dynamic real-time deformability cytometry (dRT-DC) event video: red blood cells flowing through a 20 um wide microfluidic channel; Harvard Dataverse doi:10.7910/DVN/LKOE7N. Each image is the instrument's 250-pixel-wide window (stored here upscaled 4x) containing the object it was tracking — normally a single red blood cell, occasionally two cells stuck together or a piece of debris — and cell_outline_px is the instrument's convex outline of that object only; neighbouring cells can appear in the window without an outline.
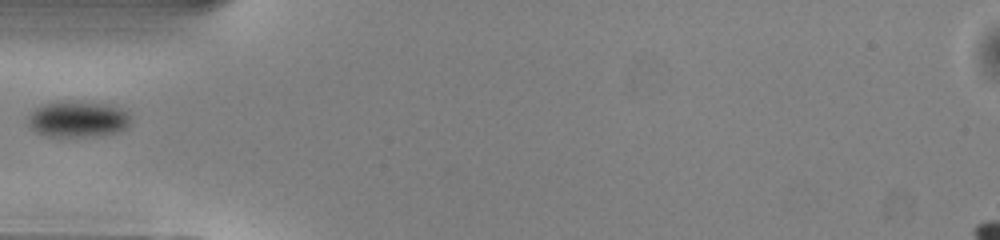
{"species": "common noctule bat (a hibernating species)", "species_latin": "Nyctalus noctula", "temperature_condition": "warm", "stored_images_in_passage": 34, "camera_frame_rate_fps": 3000, "um_per_image_px": 0.085, "animal": {"sex": "male", "body_mass_g": 13.0, "forearm_length_mm": 53.1}, "frame": {"image": 1, "passage_image": 1, "time_ms": 0.0, "image_size_px": [1000, 240], "cell_outline_px": [[128, 124], [124, 128], [116, 132], [84, 136], [48, 136], [36, 132], [32, 128], [28, 120], [32, 112], [36, 108], [44, 104], [56, 100], [108, 104], [120, 108], [128, 116]], "centroid_in_image_um": [6.56, 10.11], "position_along_channel_um": 78.4, "area_um2": 20.98}}